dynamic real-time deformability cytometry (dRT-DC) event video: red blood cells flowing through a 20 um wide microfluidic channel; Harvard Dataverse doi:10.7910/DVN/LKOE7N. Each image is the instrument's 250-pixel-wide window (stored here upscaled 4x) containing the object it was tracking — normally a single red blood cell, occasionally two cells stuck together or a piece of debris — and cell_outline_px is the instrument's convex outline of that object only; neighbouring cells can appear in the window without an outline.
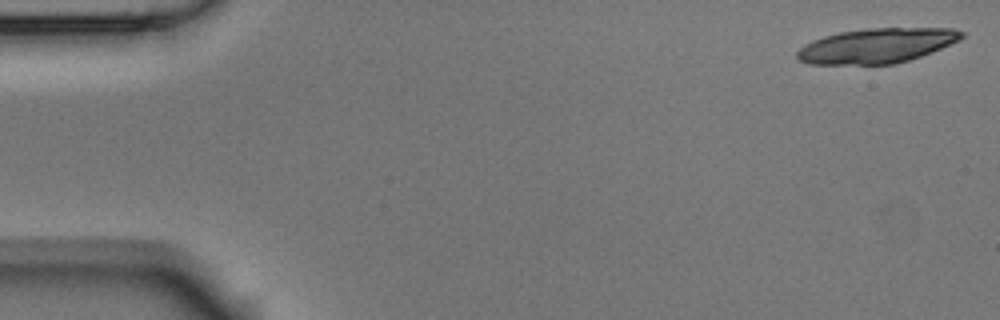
{"species": "Egyptian fruit bat (a non-hibernating species)", "species_latin": "Rousettus aegyptiacus", "temperature_condition": "room temperature", "stored_images_in_passage": 6, "camera_frame_rate_fps": 3000, "um_per_image_px": 0.085, "animal": {"sex": "male"}, "frame": {"image": 1, "passage_image": 1, "time_ms": 0.0, "image_size_px": [1000, 320], "cell_outline_px": [[964, 36], [960, 40], [932, 52], [908, 60], [892, 64], [808, 64], [796, 60], [796, 52], [800, 48], [824, 36], [840, 32], [868, 28], [952, 28], [964, 32]], "centroid_in_image_um": [74.54, 3.88], "position_along_channel_um": 10.5, "area_um2": 33.18}}